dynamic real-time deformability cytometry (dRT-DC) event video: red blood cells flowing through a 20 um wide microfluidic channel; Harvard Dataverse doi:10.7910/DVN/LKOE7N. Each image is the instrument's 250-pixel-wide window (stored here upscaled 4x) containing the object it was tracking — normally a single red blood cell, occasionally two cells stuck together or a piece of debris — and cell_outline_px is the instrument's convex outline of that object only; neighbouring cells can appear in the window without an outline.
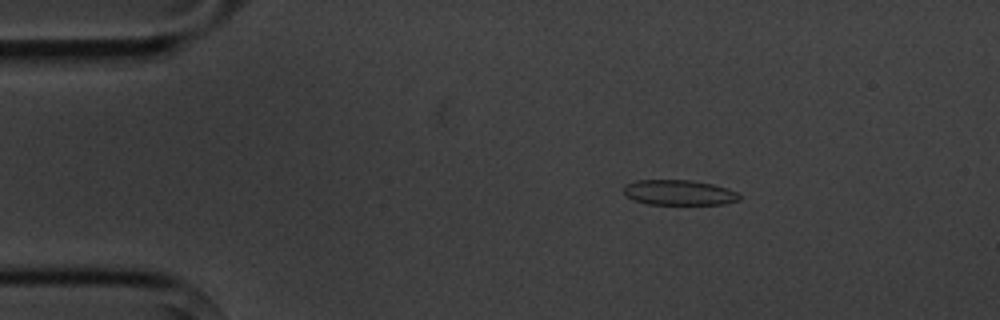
{"species": "common noctule bat (a hibernating species)", "species_latin": "Nyctalus noctula", "temperature_condition": "cold", "stored_images_in_passage": 4, "camera_frame_rate_fps": 3000, "um_per_image_px": 0.085, "animal": {"sex": "male", "body_mass_g": 20.1, "forearm_length_mm": 53.5}, "frame": {"image": 1, "passage_image": 3, "time_ms": 2.333, "image_size_px": [1000, 320], "cell_outline_px": [[740, 200], [724, 204], [648, 204], [632, 200], [624, 196], [624, 184], [636, 180], [688, 180], [712, 184], [728, 188], [736, 192], [740, 196]], "centroid_in_image_um": [57.67, 16.37], "position_along_channel_um": 27.3, "area_um2": 17.11}}